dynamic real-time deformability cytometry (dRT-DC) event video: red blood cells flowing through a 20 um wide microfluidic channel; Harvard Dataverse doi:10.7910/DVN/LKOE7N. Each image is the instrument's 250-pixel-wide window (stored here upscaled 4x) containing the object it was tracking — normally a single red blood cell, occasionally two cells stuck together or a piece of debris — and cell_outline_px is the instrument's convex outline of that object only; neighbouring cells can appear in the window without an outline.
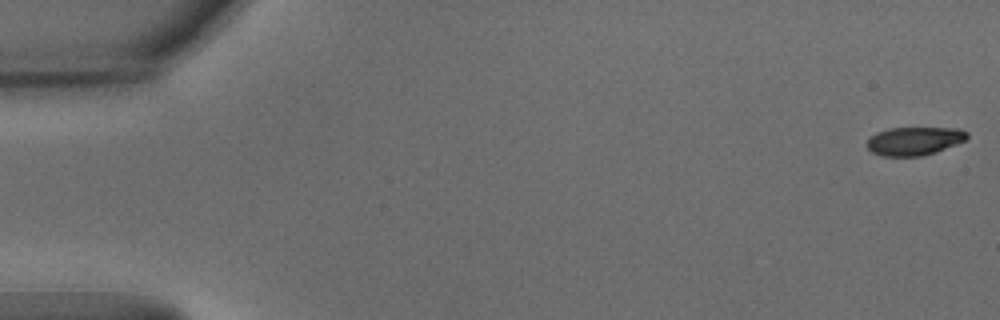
{"species": "common noctule bat (a hibernating species)", "species_latin": "Nyctalus noctula", "temperature_condition": "warm", "stored_images_in_passage": 54, "camera_frame_rate_fps": 3000, "um_per_image_px": 0.085, "animal": {"sex": "male", "body_mass_g": 15.6}, "frame": {"image": 1, "passage_image": 1, "time_ms": 0.0, "image_size_px": [1000, 320], "cell_outline_px": [[968, 136], [964, 140], [936, 152], [920, 156], [884, 156], [872, 152], [868, 148], [868, 140], [876, 132], [888, 128], [960, 128], [968, 132]], "centroid_in_image_um": [77.72, 11.97], "position_along_channel_um": 7.3, "area_um2": 16.36}}
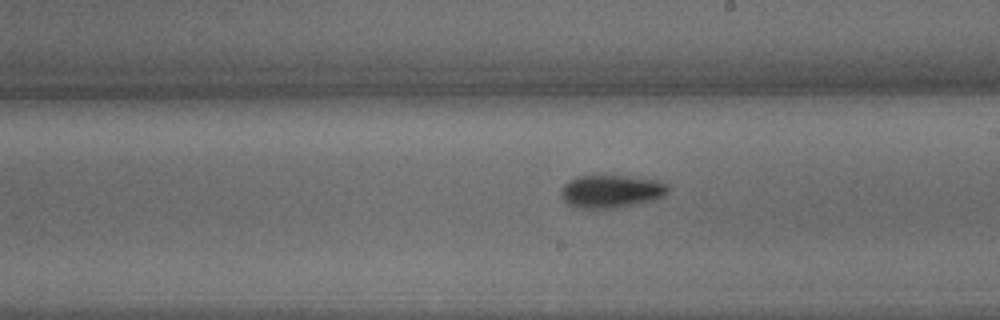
{"frame": {"image": 2, "passage_image": 31, "time_ms": 10.0, "image_size_px": [1000, 320], "cell_outline_px": [[668, 192], [664, 196], [656, 200], [616, 208], [580, 208], [568, 204], [560, 196], [560, 188], [568, 180], [576, 176], [624, 176], [656, 180], [668, 184]], "centroid_in_image_um": [51.94, 16.27], "position_along_channel_um": 237.1, "area_um2": 20.63}}
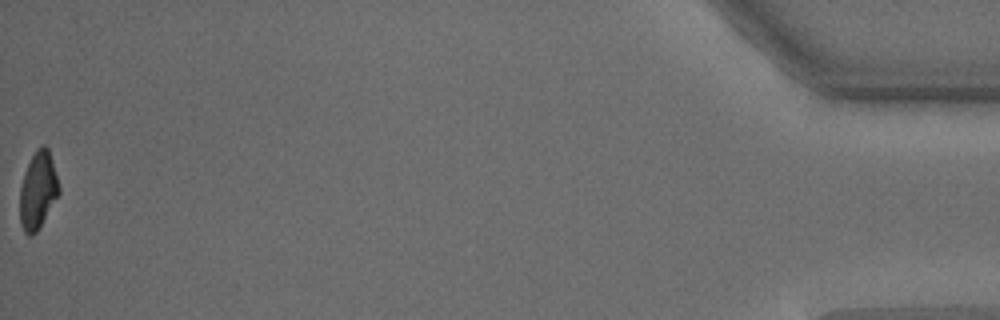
{"frame": {"image": 3, "passage_image": 54, "time_ms": 17.667, "image_size_px": [1000, 320], "cell_outline_px": [[60, 192], [36, 232], [32, 236], [28, 236], [24, 232], [20, 224], [20, 188], [24, 172], [36, 148], [40, 144], [44, 144], [48, 148], [60, 188]], "centroid_in_image_um": [3.21, 16.17], "position_along_channel_um": 432.0, "area_um2": 17.46}, "authors_computed_cell_mechanics": {"area_um2": 18.9006, "velocity_mm_per_s": 3.7975, "shape_relaxation_time_tau1_ms": 3.307, "shape_relaxation_time_tau2_ms": 5.169, "deformation_change_tau1": 0.1601, "deformation_change_tau2": 0.1076}}